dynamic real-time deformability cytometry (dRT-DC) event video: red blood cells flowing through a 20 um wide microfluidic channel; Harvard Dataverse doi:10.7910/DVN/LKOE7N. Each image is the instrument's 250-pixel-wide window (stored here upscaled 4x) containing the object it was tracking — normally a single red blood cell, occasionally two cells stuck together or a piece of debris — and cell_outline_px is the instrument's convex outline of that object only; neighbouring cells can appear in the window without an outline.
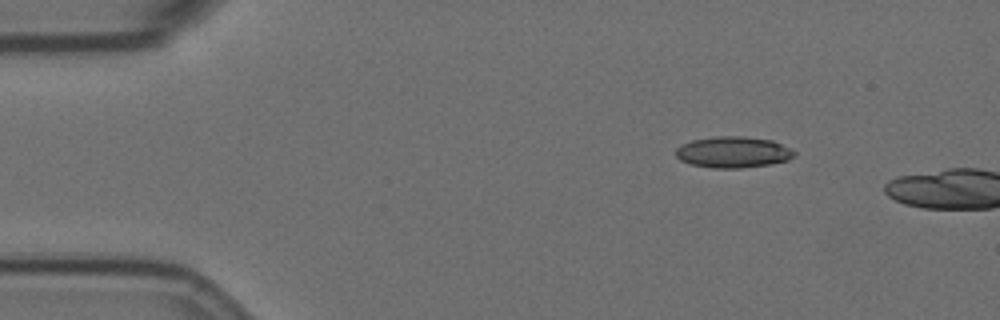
{"species": "Egyptian fruit bat (a non-hibernating species)", "species_latin": "Rousettus aegyptiacus", "temperature_condition": "room temperature", "stored_images_in_passage": 4, "camera_frame_rate_fps": 3000, "um_per_image_px": 0.085, "animal": {"sex": "female"}, "frame": {"image": 1, "passage_image": 1, "time_ms": 0.0, "image_size_px": [1000, 320], "cell_outline_px": [[796, 156], [788, 160], [772, 164], [740, 168], [712, 168], [692, 164], [680, 160], [676, 156], [676, 148], [680, 144], [692, 140], [720, 136], [744, 136], [772, 140], [796, 152]], "centroid_in_image_um": [62.31, 12.93], "position_along_channel_um": 22.7, "area_um2": 21.56}}